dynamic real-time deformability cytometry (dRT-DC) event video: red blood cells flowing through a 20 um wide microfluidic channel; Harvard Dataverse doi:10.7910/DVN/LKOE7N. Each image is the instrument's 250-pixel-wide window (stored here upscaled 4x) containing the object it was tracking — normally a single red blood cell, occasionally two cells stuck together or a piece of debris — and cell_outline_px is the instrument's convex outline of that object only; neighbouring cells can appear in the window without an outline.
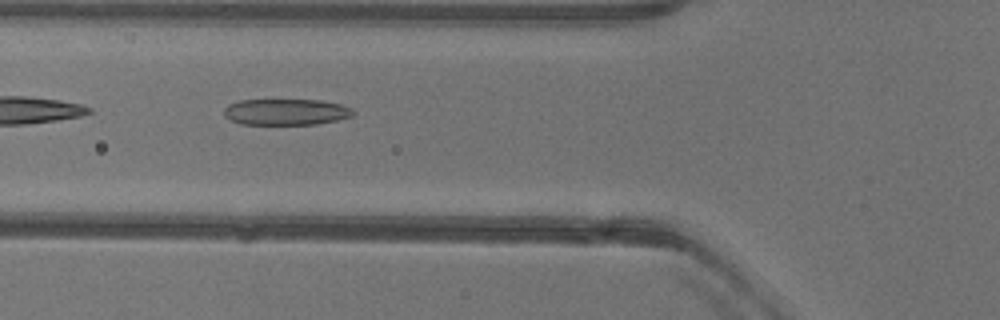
{"species": "common noctule bat (a hibernating species)", "species_latin": "Nyctalus noctula", "temperature_condition": "warm", "stored_images_in_passage": 36, "camera_frame_rate_fps": 3000, "um_per_image_px": 0.085, "animal": {"sex": "female"}, "frame": {"image": 1, "passage_image": 3, "time_ms": 0.667, "image_size_px": [1000, 320], "cell_outline_px": [[356, 112], [352, 116], [336, 120], [316, 124], [240, 124], [224, 116], [224, 108], [228, 104], [240, 100], [320, 100], [340, 104], [352, 108]], "centroid_in_image_um": [24.31, 9.51], "position_along_channel_um": 101.5, "area_um2": 19.71}}
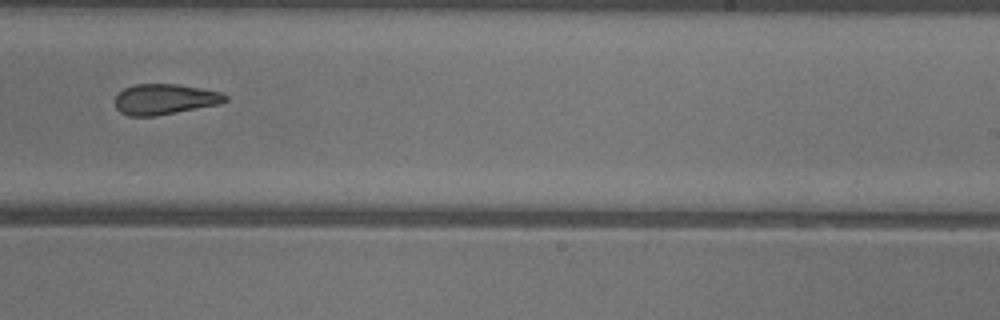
{"frame": {"image": 2, "passage_image": 16, "time_ms": 5.0, "image_size_px": [1000, 320], "cell_outline_px": [[228, 100], [220, 104], [156, 116], [128, 116], [120, 112], [116, 108], [116, 96], [124, 88], [136, 84], [176, 84], [200, 88], [220, 92], [228, 96]], "centroid_in_image_um": [14.01, 8.44], "position_along_channel_um": 275.0, "area_um2": 19.59}}
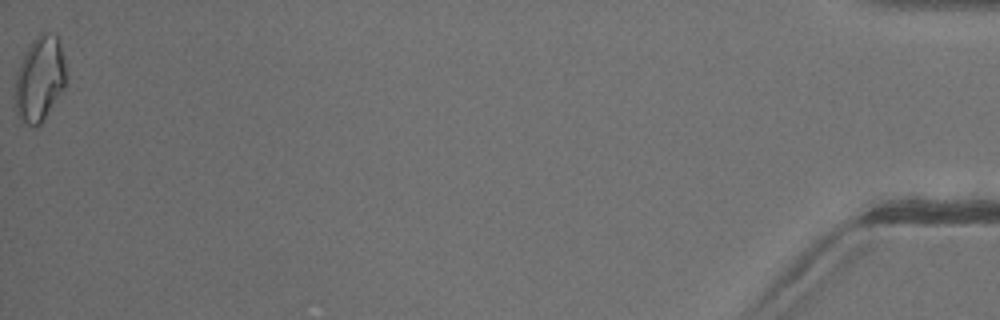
{"frame": {"image": 3, "passage_image": 36, "time_ms": 11.667, "image_size_px": [1000, 320], "cell_outline_px": [[64, 88], [40, 124], [36, 128], [32, 128], [16, 112], [16, 76], [20, 64], [32, 40], [44, 32], [48, 32], [56, 36], [60, 40], [64, 64]], "centroid_in_image_um": [3.38, 6.7], "position_along_channel_um": 431.8, "area_um2": 24.45}}